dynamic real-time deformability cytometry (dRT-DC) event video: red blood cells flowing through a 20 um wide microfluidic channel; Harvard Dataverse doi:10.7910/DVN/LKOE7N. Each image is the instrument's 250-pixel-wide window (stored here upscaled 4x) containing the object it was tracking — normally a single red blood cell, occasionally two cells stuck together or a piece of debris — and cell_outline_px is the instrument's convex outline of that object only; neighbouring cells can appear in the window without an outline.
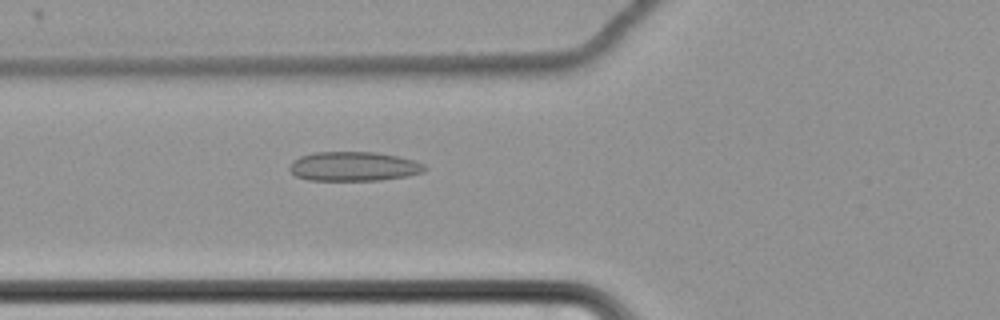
{"species": "common noctule bat (a hibernating species)", "species_latin": "Nyctalus noctula", "temperature_condition": "cold", "stored_images_in_passage": 62, "camera_frame_rate_fps": 3000, "um_per_image_px": 0.085, "animal": {"sex": "female", "body_mass_g": 22.7, "forearm_length_mm": 54.2}, "frame": {"image": 1, "passage_image": 25, "time_ms": 8.0, "image_size_px": [1000, 320], "cell_outline_px": [[428, 168], [424, 172], [408, 176], [380, 180], [308, 180], [296, 176], [288, 168], [292, 160], [300, 156], [312, 152], [376, 152], [416, 160], [424, 164]], "centroid_in_image_um": [30.08, 14.14], "position_along_channel_um": 95.7, "area_um2": 23.29}}
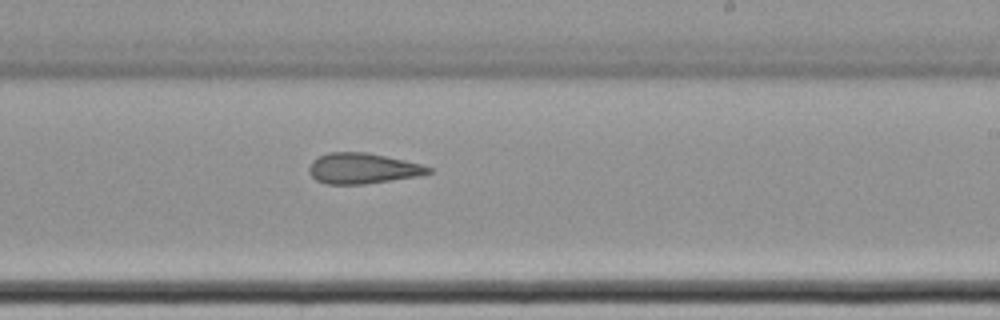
{"frame": {"image": 2, "passage_image": 39, "time_ms": 12.667, "image_size_px": [1000, 320], "cell_outline_px": [[432, 172], [420, 176], [364, 184], [328, 184], [316, 180], [308, 172], [308, 168], [312, 160], [328, 152], [368, 152], [404, 160], [420, 164], [432, 168]], "centroid_in_image_um": [30.82, 14.31], "position_along_channel_um": 258.2, "area_um2": 21.33}}
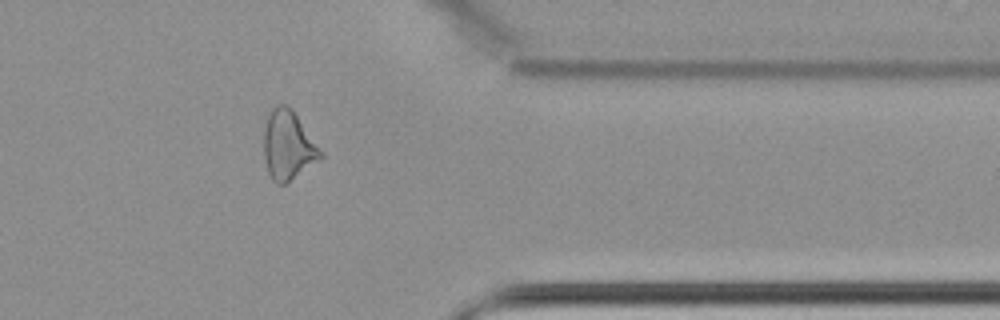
{"frame": {"image": 3, "passage_image": 51, "time_ms": 16.667, "image_size_px": [1000, 320], "cell_outline_px": [[324, 156], [320, 160], [288, 184], [276, 184], [272, 180], [268, 172], [264, 156], [264, 128], [268, 116], [272, 108], [276, 104], [284, 104], [292, 108], [324, 152]], "centroid_in_image_um": [24.52, 12.38], "position_along_channel_um": 386.9, "area_um2": 23.35}, "authors_computed_cell_mechanics": {"area_um2": 24.4783, "velocity_mm_per_s": 3.4795, "shape_relaxation_time_tau1_ms": null, "shape_relaxation_time_tau2_ms": 5.374, "deformation_change_tau1": null, "deformation_change_tau2": 0.1361}}